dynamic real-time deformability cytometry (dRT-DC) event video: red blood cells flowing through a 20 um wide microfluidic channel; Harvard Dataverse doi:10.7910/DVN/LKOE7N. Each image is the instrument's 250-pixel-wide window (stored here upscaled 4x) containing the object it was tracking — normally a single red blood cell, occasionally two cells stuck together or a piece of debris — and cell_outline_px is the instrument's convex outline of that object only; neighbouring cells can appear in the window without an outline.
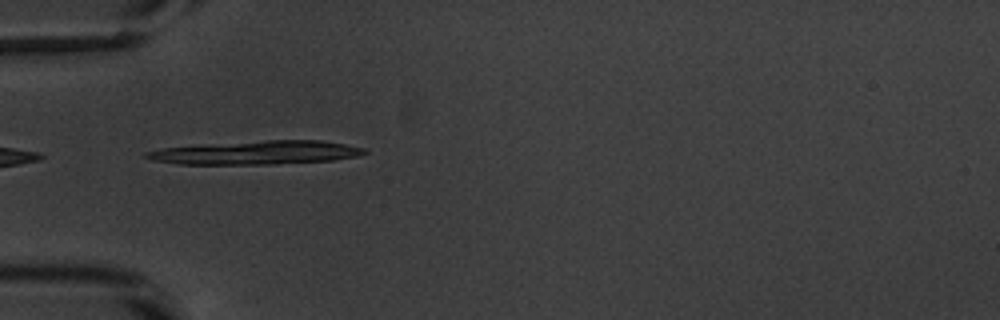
{"species": "common noctule bat (a hibernating species)", "species_latin": "Nyctalus noctula", "temperature_condition": "warm", "stored_images_in_passage": 5, "camera_frame_rate_fps": 3000, "um_per_image_px": 0.085, "animal": {"sex": "male", "body_mass_g": 20.1, "forearm_length_mm": 53.5}, "frame": {"image": 1, "passage_image": 2, "time_ms": 0.333, "image_size_px": [1000, 320], "cell_outline_px": [[368, 152], [360, 156], [332, 160], [272, 164], [180, 164], [152, 160], [144, 156], [144, 152], [160, 148], [264, 140], [320, 140], [344, 144], [364, 148]], "centroid_in_image_um": [21.8, 12.97], "position_along_channel_um": 63.2, "area_um2": 29.77}}